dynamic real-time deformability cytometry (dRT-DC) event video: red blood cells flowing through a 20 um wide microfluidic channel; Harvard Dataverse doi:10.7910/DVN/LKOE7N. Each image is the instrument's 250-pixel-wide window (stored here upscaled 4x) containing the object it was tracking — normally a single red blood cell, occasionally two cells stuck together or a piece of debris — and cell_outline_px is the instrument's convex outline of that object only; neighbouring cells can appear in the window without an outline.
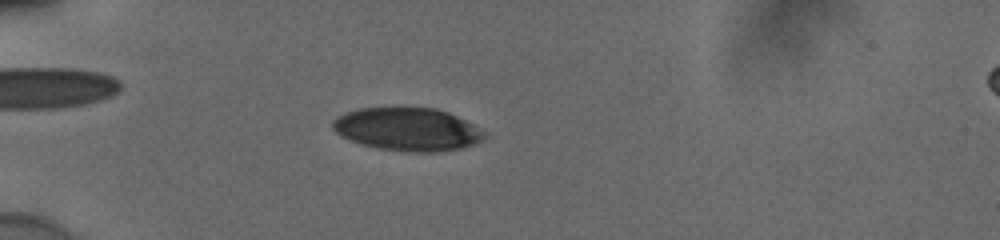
{"species": "human", "species_latin": "Homo sapiens", "temperature_condition": "cold", "stored_images_in_passage": 39, "camera_frame_rate_fps": 3000, "um_per_image_px": 0.085, "donor": {"sex": "male"}, "frame": {"image": 1, "passage_image": 1, "time_ms": 0.0, "image_size_px": [1000, 240], "cell_outline_px": [[488, 132], [480, 140], [472, 144], [460, 148], [436, 152], [408, 152], [380, 148], [364, 144], [340, 136], [332, 128], [332, 120], [336, 116], [344, 112], [356, 108], [392, 104], [400, 104], [436, 108], [448, 112]], "centroid_in_image_um": [34.57, 10.91], "position_along_channel_um": 50.4, "area_um2": 39.13}}
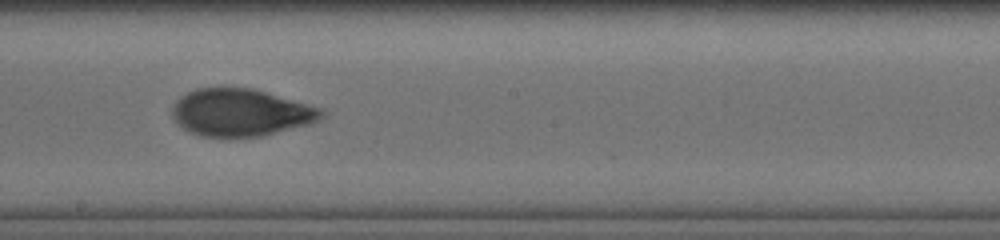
{"frame": {"image": 2, "passage_image": 17, "time_ms": 5.333, "image_size_px": [1000, 240], "cell_outline_px": [[324, 116], [308, 124], [260, 136], [200, 136], [188, 132], [172, 116], [172, 104], [180, 96], [196, 88], [252, 88], [320, 108], [324, 112]], "centroid_in_image_um": [20.4, 9.56], "position_along_channel_um": 227.8, "area_um2": 40.52}}
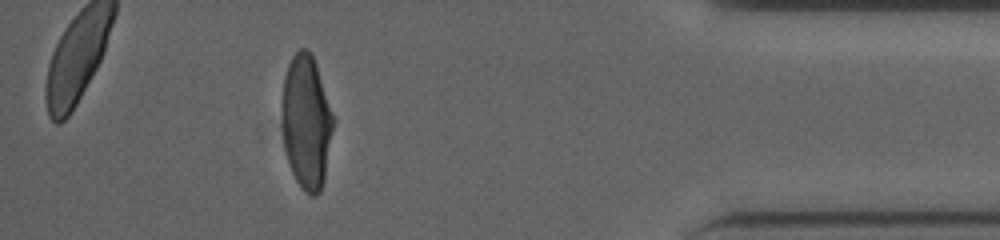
{"frame": {"image": 3, "passage_image": 34, "time_ms": 11.0, "image_size_px": [1000, 240], "cell_outline_px": [[332, 128], [324, 180], [320, 192], [316, 196], [312, 196], [296, 180], [292, 172], [284, 148], [280, 104], [280, 100], [284, 76], [288, 64], [292, 56], [300, 48], [308, 48], [316, 64], [332, 116]], "centroid_in_image_um": [25.98, 10.33], "position_along_channel_um": 409.2, "area_um2": 39.54}, "authors_computed_cell_mechanics": {"area_um2": 41.038, "velocity_mm_per_s": 3.8747, "shape_relaxation_time_tau1_ms": 4.6336, "shape_relaxation_time_tau2_ms": 1.1252, "deformation_change_tau1": 0.1822, "deformation_change_tau2": 0.0626}}